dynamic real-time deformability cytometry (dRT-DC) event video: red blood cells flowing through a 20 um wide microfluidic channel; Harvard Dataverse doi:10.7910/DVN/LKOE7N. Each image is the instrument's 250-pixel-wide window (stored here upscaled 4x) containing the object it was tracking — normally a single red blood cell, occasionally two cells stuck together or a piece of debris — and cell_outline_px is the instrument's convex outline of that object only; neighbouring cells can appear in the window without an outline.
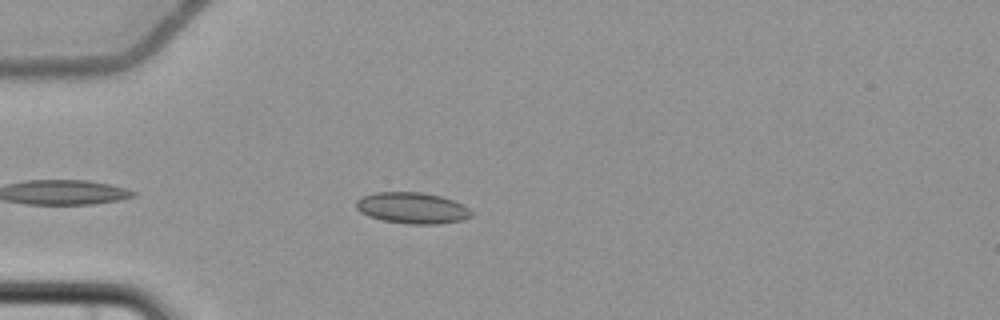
{"species": "common noctule bat (a hibernating species)", "species_latin": "Nyctalus noctula", "temperature_condition": "cold", "stored_images_in_passage": 5, "camera_frame_rate_fps": 3000, "um_per_image_px": 0.085, "animal": {"sex": "female", "body_mass_g": 22.7, "forearm_length_mm": 54.2}, "frame": {"image": 1, "passage_image": 5, "time_ms": 5.333, "image_size_px": [1000, 320], "cell_outline_px": [[472, 216], [464, 220], [436, 224], [408, 224], [380, 220], [368, 216], [360, 212], [356, 208], [356, 200], [364, 196], [376, 192], [420, 192], [440, 196], [452, 200], [468, 208], [472, 212]], "centroid_in_image_um": [35.02, 17.69], "position_along_channel_um": 50.0, "area_um2": 20.92}}